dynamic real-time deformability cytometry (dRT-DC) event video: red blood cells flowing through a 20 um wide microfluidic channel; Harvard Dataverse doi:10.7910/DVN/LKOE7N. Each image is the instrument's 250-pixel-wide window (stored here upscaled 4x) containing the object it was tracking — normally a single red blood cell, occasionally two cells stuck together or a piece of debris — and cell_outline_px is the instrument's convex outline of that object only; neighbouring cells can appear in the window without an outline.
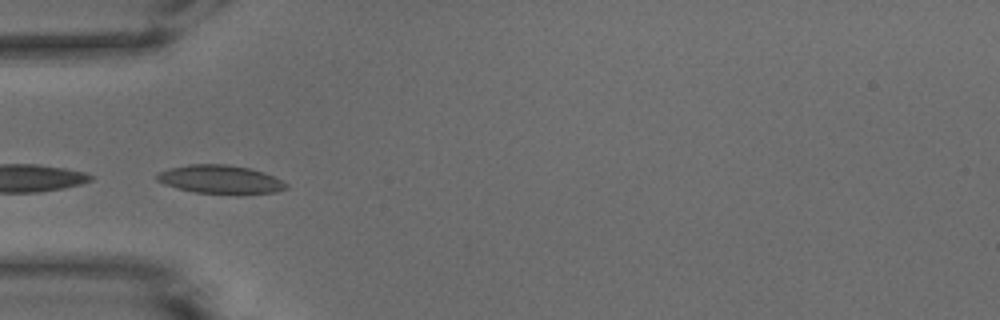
{"species": "common noctule bat (a hibernating species)", "species_latin": "Nyctalus noctula", "temperature_condition": "warm", "stored_images_in_passage": 14, "camera_frame_rate_fps": 3000, "um_per_image_px": 0.085, "animal": {"sex": "male", "body_mass_g": 15.6}, "frame": {"image": 1, "passage_image": 1, "time_ms": 0.0, "image_size_px": [1000, 320], "cell_outline_px": [[288, 188], [276, 192], [236, 196], [196, 192], [176, 188], [164, 184], [156, 180], [156, 176], [160, 172], [172, 168], [188, 164], [228, 164], [248, 168], [264, 172], [288, 184]], "centroid_in_image_um": [18.77, 15.28], "position_along_channel_um": 66.2, "area_um2": 21.85}}